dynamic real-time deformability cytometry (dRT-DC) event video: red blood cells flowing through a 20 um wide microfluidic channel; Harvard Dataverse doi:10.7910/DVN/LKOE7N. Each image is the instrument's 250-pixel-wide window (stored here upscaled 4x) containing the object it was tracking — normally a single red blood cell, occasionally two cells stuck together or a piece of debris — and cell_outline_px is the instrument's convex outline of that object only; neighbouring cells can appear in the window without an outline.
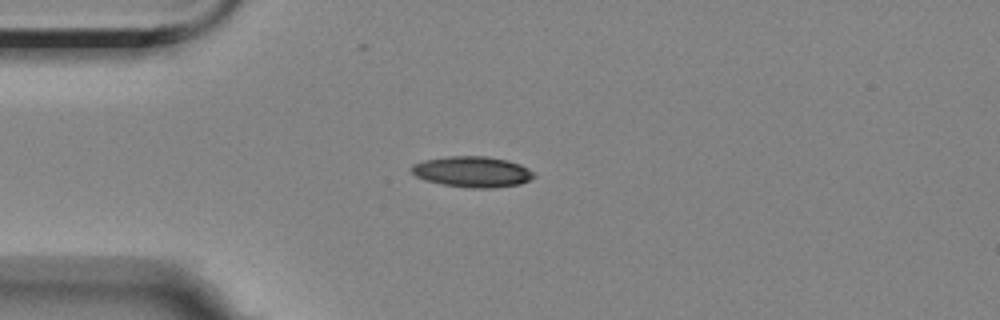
{"species": "Egyptian fruit bat (a non-hibernating species)", "species_latin": "Rousettus aegyptiacus", "temperature_condition": "room temperature", "stored_images_in_passage": 25, "camera_frame_rate_fps": 3000, "um_per_image_px": 0.085, "animal": {"sex": "female"}, "frame": {"image": 1, "passage_image": 1, "time_ms": 0.0, "image_size_px": [1000, 320], "cell_outline_px": [[536, 176], [520, 184], [492, 188], [472, 188], [444, 184], [424, 180], [416, 176], [408, 168], [412, 164], [424, 160], [448, 156], [484, 156], [508, 160], [520, 164], [528, 168]], "centroid_in_image_um": [40.12, 14.59], "position_along_channel_um": 44.9, "area_um2": 21.96}}
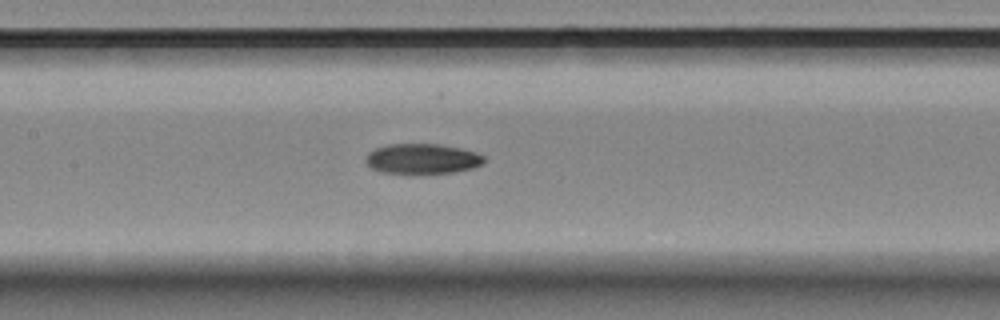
{"frame": {"image": 2, "passage_image": 13, "time_ms": 4.0, "image_size_px": [1000, 320], "cell_outline_px": [[484, 164], [472, 168], [452, 172], [380, 172], [372, 168], [364, 160], [368, 152], [376, 148], [388, 144], [440, 144], [460, 148], [476, 152], [484, 156]], "centroid_in_image_um": [35.9, 13.47], "position_along_channel_um": 171.5, "area_um2": 20.46}}
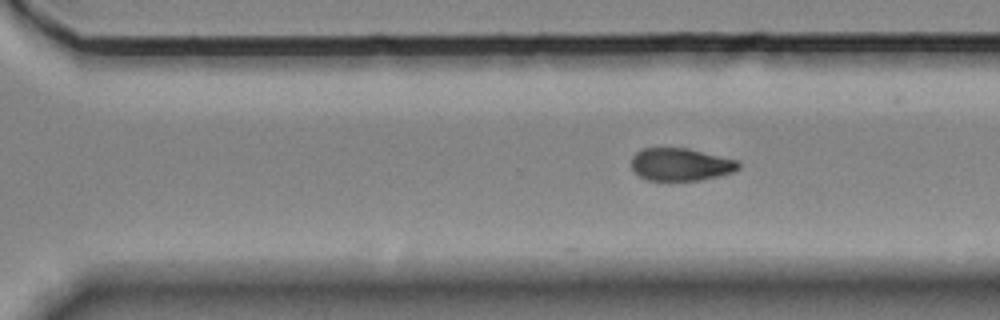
{"frame": {"image": 3, "passage_image": 25, "time_ms": 8.0, "image_size_px": [1000, 320], "cell_outline_px": [[740, 168], [732, 172], [720, 176], [700, 180], [648, 180], [640, 176], [632, 168], [632, 156], [636, 152], [644, 148], [688, 148], [736, 160], [740, 164]], "centroid_in_image_um": [57.86, 13.97], "position_along_channel_um": 312.7, "area_um2": 20.23}}